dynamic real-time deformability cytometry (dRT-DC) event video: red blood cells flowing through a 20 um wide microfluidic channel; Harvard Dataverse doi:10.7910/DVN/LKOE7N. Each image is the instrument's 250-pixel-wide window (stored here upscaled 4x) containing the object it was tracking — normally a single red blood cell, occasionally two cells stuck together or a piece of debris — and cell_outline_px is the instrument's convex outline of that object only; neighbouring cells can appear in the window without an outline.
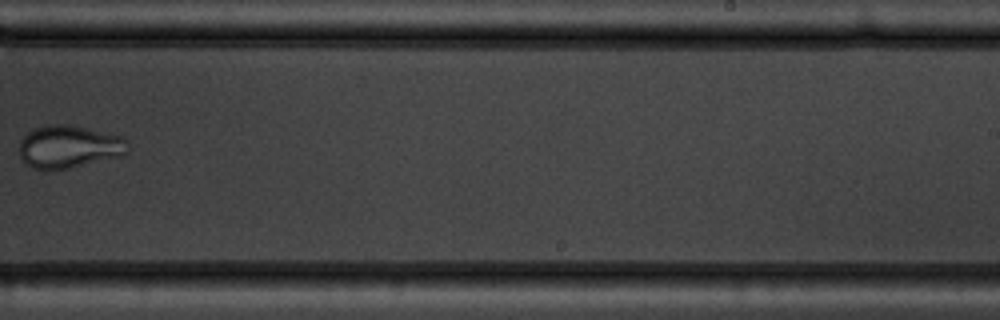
{"species": "common noctule bat (a hibernating species)", "species_latin": "Nyctalus noctula", "temperature_condition": "warm", "stored_images_in_passage": 8, "camera_frame_rate_fps": 3000, "um_per_image_px": 0.085, "animal": {"sex": "male", "body_mass_g": 19.5, "forearm_length_mm": 54.6}, "frame": {"image": 1, "passage_image": 7, "time_ms": 7.0, "image_size_px": [1000, 320], "cell_outline_px": [[128, 152], [120, 156], [68, 168], [32, 168], [20, 156], [20, 140], [28, 132], [36, 128], [48, 124], [68, 124], [120, 136], [128, 140]], "centroid_in_image_um": [5.88, 12.45], "position_along_channel_um": 283.1, "area_um2": 26.47}}